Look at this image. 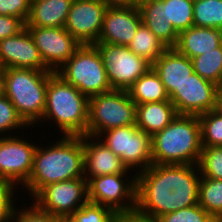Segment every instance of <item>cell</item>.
Here are the masks:
<instances>
[{
  "instance_id": "34",
  "label": "cell",
  "mask_w": 222,
  "mask_h": 222,
  "mask_svg": "<svg viewBox=\"0 0 222 222\" xmlns=\"http://www.w3.org/2000/svg\"><path fill=\"white\" fill-rule=\"evenodd\" d=\"M25 126L29 127L18 115L12 102L5 95L0 97V135Z\"/></svg>"
},
{
  "instance_id": "44",
  "label": "cell",
  "mask_w": 222,
  "mask_h": 222,
  "mask_svg": "<svg viewBox=\"0 0 222 222\" xmlns=\"http://www.w3.org/2000/svg\"><path fill=\"white\" fill-rule=\"evenodd\" d=\"M30 4L37 1V0H27Z\"/></svg>"
},
{
  "instance_id": "14",
  "label": "cell",
  "mask_w": 222,
  "mask_h": 222,
  "mask_svg": "<svg viewBox=\"0 0 222 222\" xmlns=\"http://www.w3.org/2000/svg\"><path fill=\"white\" fill-rule=\"evenodd\" d=\"M44 64L56 72L81 45L64 27H26Z\"/></svg>"
},
{
  "instance_id": "38",
  "label": "cell",
  "mask_w": 222,
  "mask_h": 222,
  "mask_svg": "<svg viewBox=\"0 0 222 222\" xmlns=\"http://www.w3.org/2000/svg\"><path fill=\"white\" fill-rule=\"evenodd\" d=\"M24 27L21 19L0 15V40L18 34Z\"/></svg>"
},
{
  "instance_id": "4",
  "label": "cell",
  "mask_w": 222,
  "mask_h": 222,
  "mask_svg": "<svg viewBox=\"0 0 222 222\" xmlns=\"http://www.w3.org/2000/svg\"><path fill=\"white\" fill-rule=\"evenodd\" d=\"M89 98L56 72L49 76L43 120H52L64 136L87 135Z\"/></svg>"
},
{
  "instance_id": "13",
  "label": "cell",
  "mask_w": 222,
  "mask_h": 222,
  "mask_svg": "<svg viewBox=\"0 0 222 222\" xmlns=\"http://www.w3.org/2000/svg\"><path fill=\"white\" fill-rule=\"evenodd\" d=\"M220 87L193 72L189 78L169 96L177 114L199 116L215 109Z\"/></svg>"
},
{
  "instance_id": "3",
  "label": "cell",
  "mask_w": 222,
  "mask_h": 222,
  "mask_svg": "<svg viewBox=\"0 0 222 222\" xmlns=\"http://www.w3.org/2000/svg\"><path fill=\"white\" fill-rule=\"evenodd\" d=\"M153 164L198 165L202 144L198 116L177 115L151 136Z\"/></svg>"
},
{
  "instance_id": "18",
  "label": "cell",
  "mask_w": 222,
  "mask_h": 222,
  "mask_svg": "<svg viewBox=\"0 0 222 222\" xmlns=\"http://www.w3.org/2000/svg\"><path fill=\"white\" fill-rule=\"evenodd\" d=\"M84 177L87 182L94 177L108 174L128 173L124 165L99 137L83 135Z\"/></svg>"
},
{
  "instance_id": "43",
  "label": "cell",
  "mask_w": 222,
  "mask_h": 222,
  "mask_svg": "<svg viewBox=\"0 0 222 222\" xmlns=\"http://www.w3.org/2000/svg\"><path fill=\"white\" fill-rule=\"evenodd\" d=\"M213 222H222V219H215Z\"/></svg>"
},
{
  "instance_id": "9",
  "label": "cell",
  "mask_w": 222,
  "mask_h": 222,
  "mask_svg": "<svg viewBox=\"0 0 222 222\" xmlns=\"http://www.w3.org/2000/svg\"><path fill=\"white\" fill-rule=\"evenodd\" d=\"M98 137L120 157L128 170L132 171L134 169L131 168L135 167L137 172H142L153 164L151 135L136 125L113 128L102 132Z\"/></svg>"
},
{
  "instance_id": "36",
  "label": "cell",
  "mask_w": 222,
  "mask_h": 222,
  "mask_svg": "<svg viewBox=\"0 0 222 222\" xmlns=\"http://www.w3.org/2000/svg\"><path fill=\"white\" fill-rule=\"evenodd\" d=\"M30 13L27 0H0V15L13 16L26 23Z\"/></svg>"
},
{
  "instance_id": "6",
  "label": "cell",
  "mask_w": 222,
  "mask_h": 222,
  "mask_svg": "<svg viewBox=\"0 0 222 222\" xmlns=\"http://www.w3.org/2000/svg\"><path fill=\"white\" fill-rule=\"evenodd\" d=\"M56 73L88 98L112 91L94 44H81Z\"/></svg>"
},
{
  "instance_id": "17",
  "label": "cell",
  "mask_w": 222,
  "mask_h": 222,
  "mask_svg": "<svg viewBox=\"0 0 222 222\" xmlns=\"http://www.w3.org/2000/svg\"><path fill=\"white\" fill-rule=\"evenodd\" d=\"M141 23L137 6L108 7L97 42L128 46Z\"/></svg>"
},
{
  "instance_id": "11",
  "label": "cell",
  "mask_w": 222,
  "mask_h": 222,
  "mask_svg": "<svg viewBox=\"0 0 222 222\" xmlns=\"http://www.w3.org/2000/svg\"><path fill=\"white\" fill-rule=\"evenodd\" d=\"M30 198L41 211L62 219L88 202L87 180L82 177L49 184Z\"/></svg>"
},
{
  "instance_id": "1",
  "label": "cell",
  "mask_w": 222,
  "mask_h": 222,
  "mask_svg": "<svg viewBox=\"0 0 222 222\" xmlns=\"http://www.w3.org/2000/svg\"><path fill=\"white\" fill-rule=\"evenodd\" d=\"M134 173L136 208L130 222H155L163 215L198 204V165L151 164Z\"/></svg>"
},
{
  "instance_id": "5",
  "label": "cell",
  "mask_w": 222,
  "mask_h": 222,
  "mask_svg": "<svg viewBox=\"0 0 222 222\" xmlns=\"http://www.w3.org/2000/svg\"><path fill=\"white\" fill-rule=\"evenodd\" d=\"M52 72L24 68L3 69L4 95L29 127L41 124L46 105V88Z\"/></svg>"
},
{
  "instance_id": "21",
  "label": "cell",
  "mask_w": 222,
  "mask_h": 222,
  "mask_svg": "<svg viewBox=\"0 0 222 222\" xmlns=\"http://www.w3.org/2000/svg\"><path fill=\"white\" fill-rule=\"evenodd\" d=\"M222 44V30L192 26L178 34L174 48L190 59L212 51Z\"/></svg>"
},
{
  "instance_id": "12",
  "label": "cell",
  "mask_w": 222,
  "mask_h": 222,
  "mask_svg": "<svg viewBox=\"0 0 222 222\" xmlns=\"http://www.w3.org/2000/svg\"><path fill=\"white\" fill-rule=\"evenodd\" d=\"M37 147L25 138H18V135L0 136L1 177L14 186L24 185L30 177Z\"/></svg>"
},
{
  "instance_id": "20",
  "label": "cell",
  "mask_w": 222,
  "mask_h": 222,
  "mask_svg": "<svg viewBox=\"0 0 222 222\" xmlns=\"http://www.w3.org/2000/svg\"><path fill=\"white\" fill-rule=\"evenodd\" d=\"M142 23L167 47L174 48L178 33L168 22L167 3L164 0H141L137 6Z\"/></svg>"
},
{
  "instance_id": "32",
  "label": "cell",
  "mask_w": 222,
  "mask_h": 222,
  "mask_svg": "<svg viewBox=\"0 0 222 222\" xmlns=\"http://www.w3.org/2000/svg\"><path fill=\"white\" fill-rule=\"evenodd\" d=\"M198 167L201 177L222 180V146L202 147Z\"/></svg>"
},
{
  "instance_id": "29",
  "label": "cell",
  "mask_w": 222,
  "mask_h": 222,
  "mask_svg": "<svg viewBox=\"0 0 222 222\" xmlns=\"http://www.w3.org/2000/svg\"><path fill=\"white\" fill-rule=\"evenodd\" d=\"M62 222H125L115 212L103 205L87 202Z\"/></svg>"
},
{
  "instance_id": "2",
  "label": "cell",
  "mask_w": 222,
  "mask_h": 222,
  "mask_svg": "<svg viewBox=\"0 0 222 222\" xmlns=\"http://www.w3.org/2000/svg\"><path fill=\"white\" fill-rule=\"evenodd\" d=\"M84 177L83 136H64L45 148L38 145L28 181L22 186L34 197L43 187Z\"/></svg>"
},
{
  "instance_id": "26",
  "label": "cell",
  "mask_w": 222,
  "mask_h": 222,
  "mask_svg": "<svg viewBox=\"0 0 222 222\" xmlns=\"http://www.w3.org/2000/svg\"><path fill=\"white\" fill-rule=\"evenodd\" d=\"M198 204L214 219H222V180L201 177Z\"/></svg>"
},
{
  "instance_id": "30",
  "label": "cell",
  "mask_w": 222,
  "mask_h": 222,
  "mask_svg": "<svg viewBox=\"0 0 222 222\" xmlns=\"http://www.w3.org/2000/svg\"><path fill=\"white\" fill-rule=\"evenodd\" d=\"M167 3L168 22L179 34L184 30L194 26L193 6L190 0H164Z\"/></svg>"
},
{
  "instance_id": "23",
  "label": "cell",
  "mask_w": 222,
  "mask_h": 222,
  "mask_svg": "<svg viewBox=\"0 0 222 222\" xmlns=\"http://www.w3.org/2000/svg\"><path fill=\"white\" fill-rule=\"evenodd\" d=\"M177 115L170 101L136 105V126L152 136L163 130Z\"/></svg>"
},
{
  "instance_id": "31",
  "label": "cell",
  "mask_w": 222,
  "mask_h": 222,
  "mask_svg": "<svg viewBox=\"0 0 222 222\" xmlns=\"http://www.w3.org/2000/svg\"><path fill=\"white\" fill-rule=\"evenodd\" d=\"M202 147L222 146V116L215 110L199 115Z\"/></svg>"
},
{
  "instance_id": "15",
  "label": "cell",
  "mask_w": 222,
  "mask_h": 222,
  "mask_svg": "<svg viewBox=\"0 0 222 222\" xmlns=\"http://www.w3.org/2000/svg\"><path fill=\"white\" fill-rule=\"evenodd\" d=\"M102 0H73L64 28L81 44H95L107 10Z\"/></svg>"
},
{
  "instance_id": "27",
  "label": "cell",
  "mask_w": 222,
  "mask_h": 222,
  "mask_svg": "<svg viewBox=\"0 0 222 222\" xmlns=\"http://www.w3.org/2000/svg\"><path fill=\"white\" fill-rule=\"evenodd\" d=\"M194 72L201 78L222 86V44L212 51L191 59Z\"/></svg>"
},
{
  "instance_id": "39",
  "label": "cell",
  "mask_w": 222,
  "mask_h": 222,
  "mask_svg": "<svg viewBox=\"0 0 222 222\" xmlns=\"http://www.w3.org/2000/svg\"><path fill=\"white\" fill-rule=\"evenodd\" d=\"M107 7H132L138 6L141 0H102Z\"/></svg>"
},
{
  "instance_id": "37",
  "label": "cell",
  "mask_w": 222,
  "mask_h": 222,
  "mask_svg": "<svg viewBox=\"0 0 222 222\" xmlns=\"http://www.w3.org/2000/svg\"><path fill=\"white\" fill-rule=\"evenodd\" d=\"M14 189L18 188L14 185H0V222H10L12 213L16 209Z\"/></svg>"
},
{
  "instance_id": "24",
  "label": "cell",
  "mask_w": 222,
  "mask_h": 222,
  "mask_svg": "<svg viewBox=\"0 0 222 222\" xmlns=\"http://www.w3.org/2000/svg\"><path fill=\"white\" fill-rule=\"evenodd\" d=\"M127 92L136 105L170 101L163 83L152 67L139 77L127 89Z\"/></svg>"
},
{
  "instance_id": "33",
  "label": "cell",
  "mask_w": 222,
  "mask_h": 222,
  "mask_svg": "<svg viewBox=\"0 0 222 222\" xmlns=\"http://www.w3.org/2000/svg\"><path fill=\"white\" fill-rule=\"evenodd\" d=\"M215 219L199 204L159 217L155 222H213Z\"/></svg>"
},
{
  "instance_id": "35",
  "label": "cell",
  "mask_w": 222,
  "mask_h": 222,
  "mask_svg": "<svg viewBox=\"0 0 222 222\" xmlns=\"http://www.w3.org/2000/svg\"><path fill=\"white\" fill-rule=\"evenodd\" d=\"M13 211L10 222H62V219L38 209L33 203ZM16 219V220H15Z\"/></svg>"
},
{
  "instance_id": "16",
  "label": "cell",
  "mask_w": 222,
  "mask_h": 222,
  "mask_svg": "<svg viewBox=\"0 0 222 222\" xmlns=\"http://www.w3.org/2000/svg\"><path fill=\"white\" fill-rule=\"evenodd\" d=\"M0 61L3 69L50 70L44 64L38 48L26 27L18 34L0 40Z\"/></svg>"
},
{
  "instance_id": "25",
  "label": "cell",
  "mask_w": 222,
  "mask_h": 222,
  "mask_svg": "<svg viewBox=\"0 0 222 222\" xmlns=\"http://www.w3.org/2000/svg\"><path fill=\"white\" fill-rule=\"evenodd\" d=\"M127 47L136 55L145 58L151 64L167 49L143 23L139 25L135 36Z\"/></svg>"
},
{
  "instance_id": "41",
  "label": "cell",
  "mask_w": 222,
  "mask_h": 222,
  "mask_svg": "<svg viewBox=\"0 0 222 222\" xmlns=\"http://www.w3.org/2000/svg\"><path fill=\"white\" fill-rule=\"evenodd\" d=\"M4 95L3 69H0V97Z\"/></svg>"
},
{
  "instance_id": "22",
  "label": "cell",
  "mask_w": 222,
  "mask_h": 222,
  "mask_svg": "<svg viewBox=\"0 0 222 222\" xmlns=\"http://www.w3.org/2000/svg\"><path fill=\"white\" fill-rule=\"evenodd\" d=\"M73 0H37L30 4L25 27H64Z\"/></svg>"
},
{
  "instance_id": "10",
  "label": "cell",
  "mask_w": 222,
  "mask_h": 222,
  "mask_svg": "<svg viewBox=\"0 0 222 222\" xmlns=\"http://www.w3.org/2000/svg\"><path fill=\"white\" fill-rule=\"evenodd\" d=\"M106 69L112 90H127L152 64L127 46L96 42L94 44Z\"/></svg>"
},
{
  "instance_id": "19",
  "label": "cell",
  "mask_w": 222,
  "mask_h": 222,
  "mask_svg": "<svg viewBox=\"0 0 222 222\" xmlns=\"http://www.w3.org/2000/svg\"><path fill=\"white\" fill-rule=\"evenodd\" d=\"M152 68L158 74L168 96L194 72L192 60L175 48H167L152 64Z\"/></svg>"
},
{
  "instance_id": "8",
  "label": "cell",
  "mask_w": 222,
  "mask_h": 222,
  "mask_svg": "<svg viewBox=\"0 0 222 222\" xmlns=\"http://www.w3.org/2000/svg\"><path fill=\"white\" fill-rule=\"evenodd\" d=\"M124 176L127 177V173L91 178L87 182L88 202L108 207L125 222H130L136 208V175L128 178L130 181Z\"/></svg>"
},
{
  "instance_id": "40",
  "label": "cell",
  "mask_w": 222,
  "mask_h": 222,
  "mask_svg": "<svg viewBox=\"0 0 222 222\" xmlns=\"http://www.w3.org/2000/svg\"><path fill=\"white\" fill-rule=\"evenodd\" d=\"M214 110L222 116V88L221 87L217 93L216 106Z\"/></svg>"
},
{
  "instance_id": "28",
  "label": "cell",
  "mask_w": 222,
  "mask_h": 222,
  "mask_svg": "<svg viewBox=\"0 0 222 222\" xmlns=\"http://www.w3.org/2000/svg\"><path fill=\"white\" fill-rule=\"evenodd\" d=\"M193 23L197 27L222 30V0H199L194 2Z\"/></svg>"
},
{
  "instance_id": "42",
  "label": "cell",
  "mask_w": 222,
  "mask_h": 222,
  "mask_svg": "<svg viewBox=\"0 0 222 222\" xmlns=\"http://www.w3.org/2000/svg\"><path fill=\"white\" fill-rule=\"evenodd\" d=\"M0 185H12V184L7 183L0 175Z\"/></svg>"
},
{
  "instance_id": "7",
  "label": "cell",
  "mask_w": 222,
  "mask_h": 222,
  "mask_svg": "<svg viewBox=\"0 0 222 222\" xmlns=\"http://www.w3.org/2000/svg\"><path fill=\"white\" fill-rule=\"evenodd\" d=\"M128 125H136V104L127 90L89 98L87 135L98 137L104 131Z\"/></svg>"
}]
</instances>
